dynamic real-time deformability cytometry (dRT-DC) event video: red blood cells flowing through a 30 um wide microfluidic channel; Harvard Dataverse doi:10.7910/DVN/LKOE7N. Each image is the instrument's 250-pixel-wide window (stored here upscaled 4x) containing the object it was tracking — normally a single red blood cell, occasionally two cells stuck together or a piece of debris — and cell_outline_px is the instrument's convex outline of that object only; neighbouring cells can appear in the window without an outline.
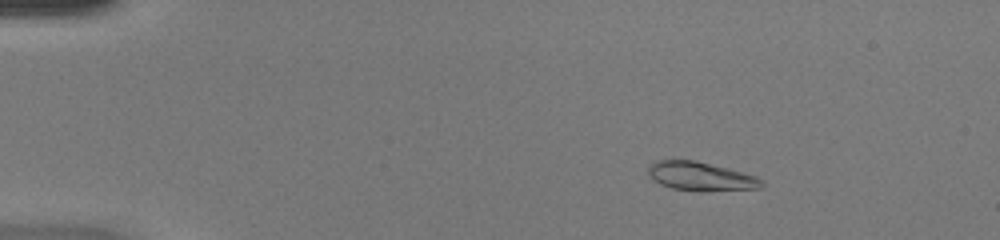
{"species": "common noctule bat (a hibernating species)", "species_latin": "Nyctalus noctula", "temperature_condition": "warm", "stored_images_in_passage": 43, "camera_frame_rate_fps": 3000, "um_per_image_px": 0.085, "animal": {"sex": "female", "body_mass_g": 20.0, "forearm_length_mm": 54.0}, "frame": {"image": 1, "passage_image": 3, "time_ms": 0.667, "image_size_px": [1000, 240], "cell_outline_px": [[764, 184], [760, 188], [708, 192], [696, 192], [672, 188], [660, 184], [652, 180], [648, 172], [648, 168], [652, 164], [660, 160], [696, 160], [744, 172], [756, 176], [764, 180]], "centroid_in_image_um": [59.6, 15.01], "position_along_channel_um": 25.4, "area_um2": 19.36}}
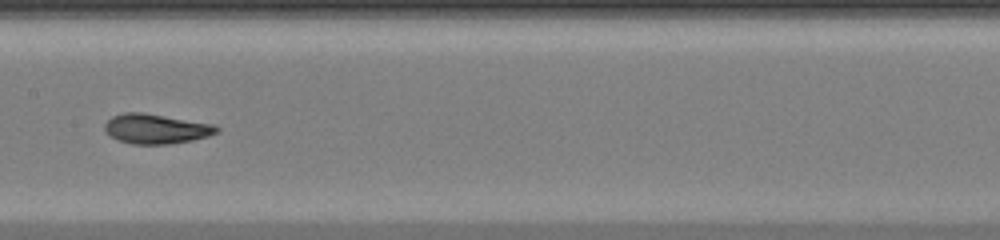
{"frame": {"image": 2, "passage_image": 21, "time_ms": 6.667, "image_size_px": [1000, 240], "cell_outline_px": [[220, 132], [208, 136], [192, 140], [168, 144], [132, 144], [116, 140], [108, 136], [104, 128], [104, 124], [112, 116], [124, 112], [144, 112], [216, 124], [220, 128]], "centroid_in_image_um": [13.27, 10.94], "position_along_channel_um": 194.1, "area_um2": 19.83}}
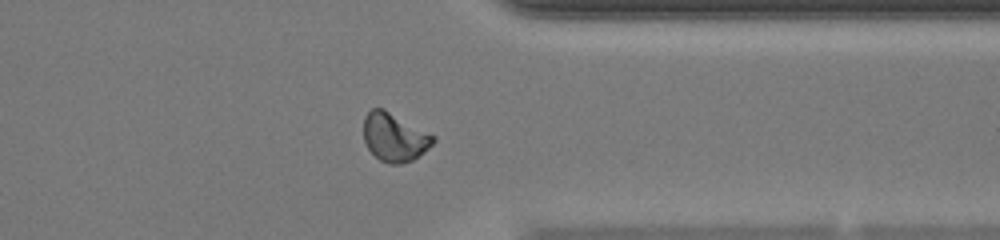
{"frame": {"image": 3, "passage_image": 34, "time_ms": 11.0, "image_size_px": [1000, 240], "cell_outline_px": [[436, 140], [424, 152], [412, 160], [400, 164], [388, 164], [380, 160], [368, 148], [364, 140], [364, 116], [372, 108], [384, 108], [436, 136]], "centroid_in_image_um": [33.53, 11.65], "position_along_channel_um": 377.9, "area_um2": 19.65}, "authors_computed_cell_mechanics": {"area_um2": 19.1896, "velocity_mm_per_s": 4.319, "shape_relaxation_time_tau1_ms": 4.5775, "shape_relaxation_time_tau2_ms": 1.4066, "deformation_change_tau1": 0.2057, "deformation_change_tau2": 0.0504}}